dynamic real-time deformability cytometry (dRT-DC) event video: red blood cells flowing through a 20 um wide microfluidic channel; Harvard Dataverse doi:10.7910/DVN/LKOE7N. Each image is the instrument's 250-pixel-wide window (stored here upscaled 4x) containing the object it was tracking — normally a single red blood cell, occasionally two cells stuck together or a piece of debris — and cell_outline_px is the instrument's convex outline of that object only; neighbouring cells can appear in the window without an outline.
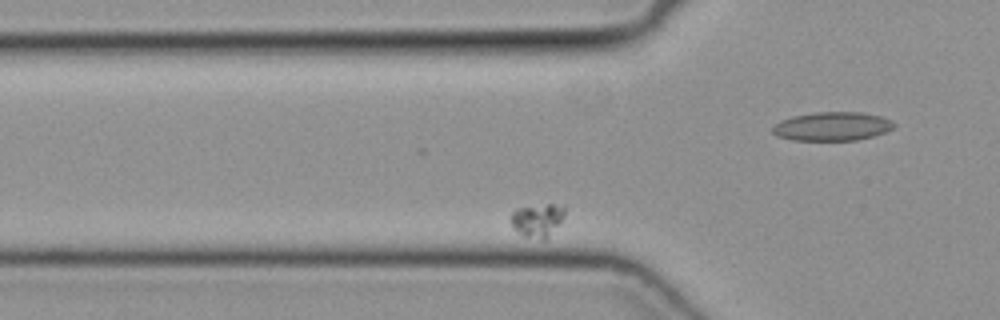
{"species": "common noctule bat (a hibernating species)", "species_latin": "Nyctalus noctula", "temperature_condition": "cold", "stored_images_in_passage": 37, "camera_frame_rate_fps": 3000, "um_per_image_px": 0.085, "animal": {"sex": "female", "body_mass_g": 19.3, "forearm_length_mm": 54.1}, "frame": {"image": 1, "passage_image": 9, "time_ms": 2.667, "image_size_px": [1000, 320], "cell_outline_px": [[564, 216], [548, 236], [544, 240], [524, 236], [512, 228], [512, 212], [516, 208], [548, 204], [564, 204]], "centroid_in_image_um": [45.68, 18.7], "position_along_channel_um": 80.1, "area_um2": 10.23}}
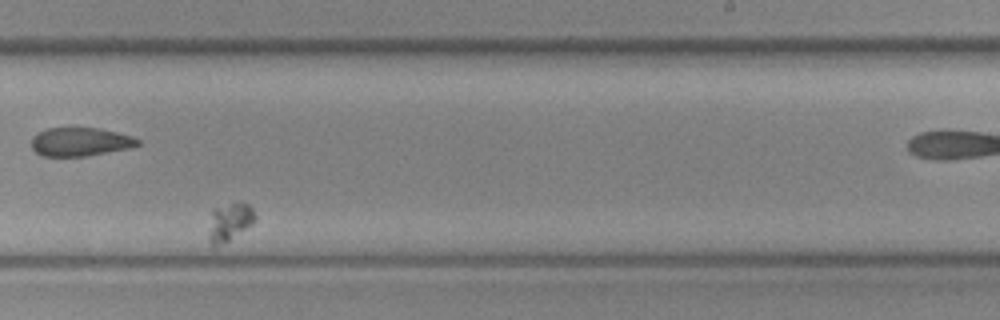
{"frame": {"image": 2, "passage_image": 26, "time_ms": 8.333, "image_size_px": [1000, 320], "cell_outline_px": [[256, 216], [252, 224], [216, 248], [212, 248], [208, 240], [208, 232], [212, 208], [232, 204], [248, 204], [252, 208]], "centroid_in_image_um": [19.45, 18.92], "position_along_channel_um": 269.5, "area_um2": 10.17}}
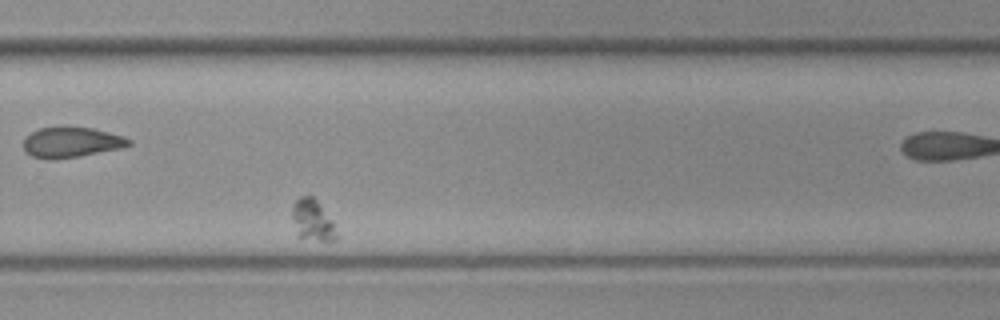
{"frame": {"image": 3, "passage_image": 29, "time_ms": 9.333, "image_size_px": [1000, 320], "cell_outline_px": [[340, 236], [336, 240], [320, 240], [296, 236], [292, 216], [292, 204], [300, 196], [312, 196], [316, 200], [332, 220]], "centroid_in_image_um": [26.57, 18.73], "position_along_channel_um": 303.2, "area_um2": 10.69}}